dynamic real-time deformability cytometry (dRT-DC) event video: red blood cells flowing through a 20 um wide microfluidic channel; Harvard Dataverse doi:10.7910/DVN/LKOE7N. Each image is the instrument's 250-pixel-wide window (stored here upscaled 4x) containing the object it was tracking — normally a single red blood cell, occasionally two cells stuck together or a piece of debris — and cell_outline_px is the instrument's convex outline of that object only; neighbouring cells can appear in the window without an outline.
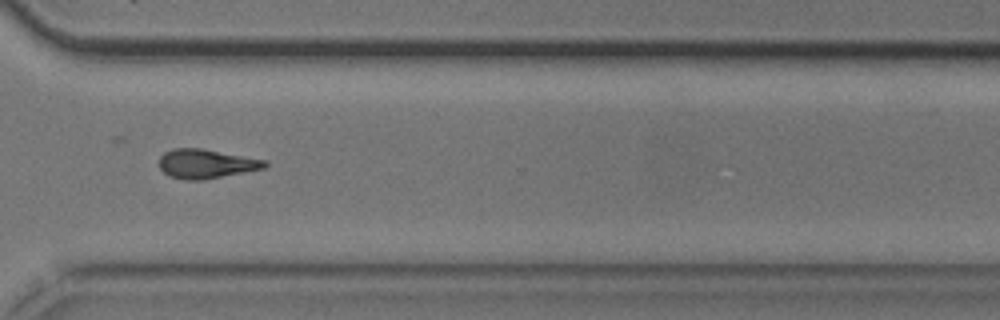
{"species": "common noctule bat (a hibernating species)", "species_latin": "Nyctalus noctula", "temperature_condition": "cold", "stored_images_in_passage": 14, "camera_frame_rate_fps": 3000, "um_per_image_px": 0.085, "animal": {"sex": "male", "body_mass_g": 20.5, "forearm_length_mm": 52.5}, "frame": {"image": 1, "passage_image": 10, "time_ms": 11.333, "image_size_px": [1000, 320], "cell_outline_px": [[268, 164], [264, 168], [204, 180], [184, 180], [168, 176], [160, 168], [160, 156], [164, 152], [172, 148], [200, 148], [268, 160]], "centroid_in_image_um": [17.51, 13.92], "position_along_channel_um": 353.1, "area_um2": 18.03}}
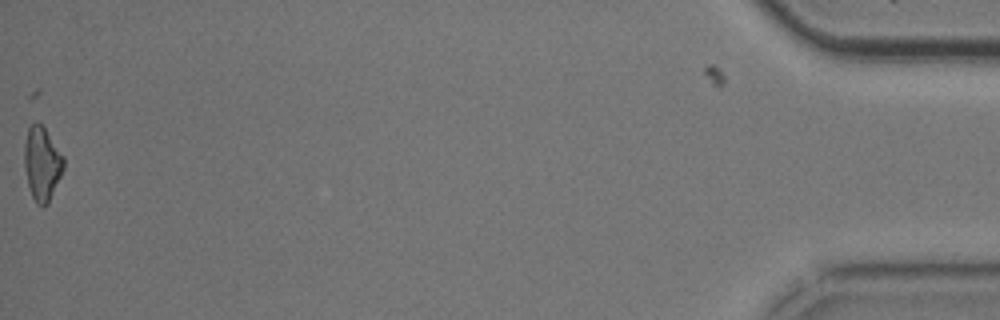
{"frame": {"image": 2, "passage_image": 14, "time_ms": 16.0, "image_size_px": [1000, 320], "cell_outline_px": [[64, 168], [48, 204], [36, 204], [32, 196], [28, 184], [24, 168], [24, 144], [28, 128], [36, 120], [44, 128], [64, 156]], "centroid_in_image_um": [3.56, 13.89], "position_along_channel_um": 431.6, "area_um2": 16.76}}